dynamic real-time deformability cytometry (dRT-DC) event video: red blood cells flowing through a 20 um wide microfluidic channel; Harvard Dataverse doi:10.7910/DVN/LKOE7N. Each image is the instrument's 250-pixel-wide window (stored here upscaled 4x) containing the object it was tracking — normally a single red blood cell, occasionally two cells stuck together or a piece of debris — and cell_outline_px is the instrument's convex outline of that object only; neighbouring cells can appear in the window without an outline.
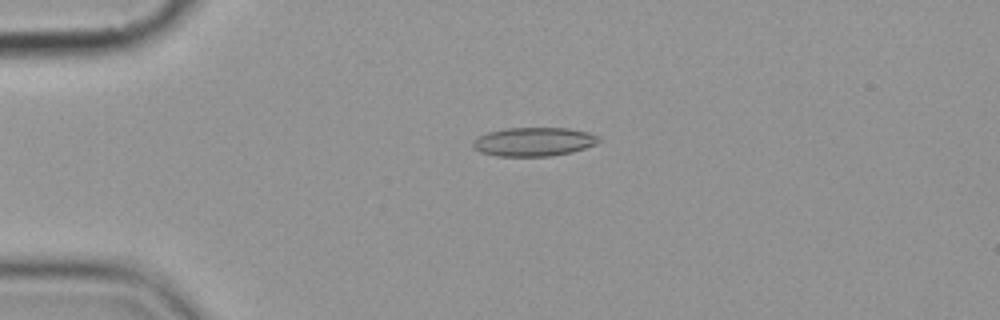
{"species": "common noctule bat (a hibernating species)", "species_latin": "Nyctalus noctula", "temperature_condition": "cold", "stored_images_in_passage": 4, "camera_frame_rate_fps": 3000, "um_per_image_px": 0.085, "animal": {"sex": "female", "body_mass_g": 19.9}, "frame": {"image": 1, "passage_image": 3, "time_ms": 2.333, "image_size_px": [1000, 320], "cell_outline_px": [[600, 140], [596, 144], [572, 152], [552, 156], [496, 156], [480, 152], [472, 148], [472, 140], [476, 136], [488, 132], [504, 128], [568, 128], [588, 132], [600, 136]], "centroid_in_image_um": [45.33, 12.05], "position_along_channel_um": 39.7, "area_um2": 21.39}}